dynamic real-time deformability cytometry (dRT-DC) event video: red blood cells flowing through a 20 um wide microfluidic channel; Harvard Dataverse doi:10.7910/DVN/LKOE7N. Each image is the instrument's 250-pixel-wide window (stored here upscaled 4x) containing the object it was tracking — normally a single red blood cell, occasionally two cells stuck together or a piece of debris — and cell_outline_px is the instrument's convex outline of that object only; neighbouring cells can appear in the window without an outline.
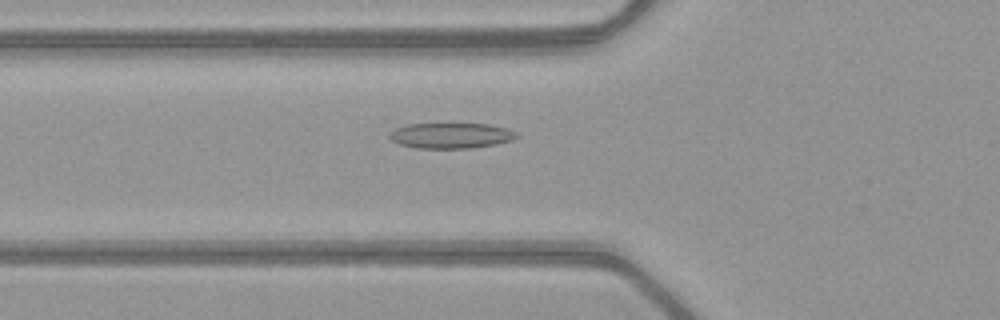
{"species": "common noctule bat (a hibernating species)", "species_latin": "Nyctalus noctula", "temperature_condition": "warm", "stored_images_in_passage": 52, "camera_frame_rate_fps": 3000, "um_per_image_px": 0.085, "animal": {"sex": "female", "body_mass_g": 21.9}, "frame": {"image": 1, "passage_image": 20, "time_ms": 6.333, "image_size_px": [1000, 320], "cell_outline_px": [[520, 136], [512, 140], [496, 144], [468, 148], [420, 148], [400, 144], [392, 140], [388, 136], [396, 128], [408, 124], [488, 124], [508, 128], [516, 132]], "centroid_in_image_um": [38.38, 11.52], "position_along_channel_um": 87.4, "area_um2": 18.73}}
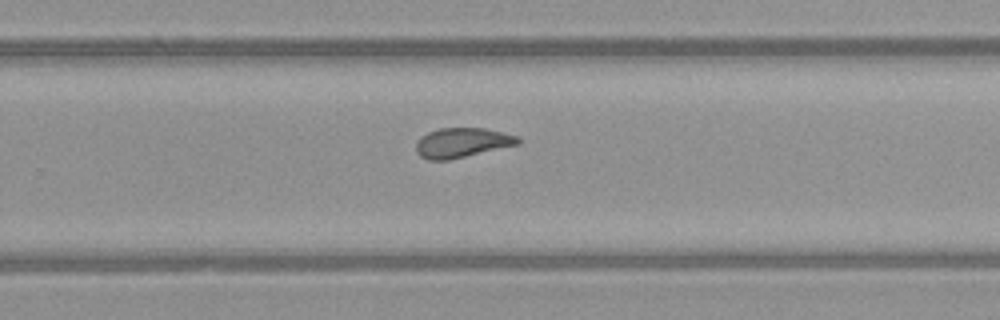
{"frame": {"image": 2, "passage_image": 35, "time_ms": 11.333, "image_size_px": [1000, 320], "cell_outline_px": [[520, 144], [448, 160], [428, 160], [420, 156], [416, 152], [416, 140], [420, 136], [428, 132], [440, 128], [484, 128], [516, 136], [520, 140]], "centroid_in_image_um": [39.22, 12.13], "position_along_channel_um": 290.6, "area_um2": 17.57}}
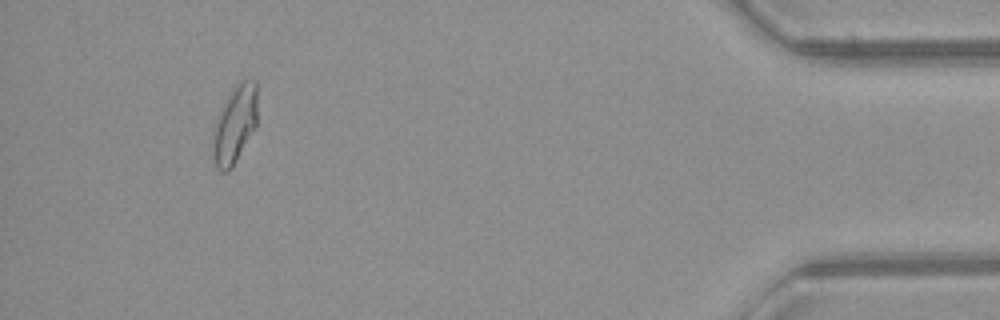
{"frame": {"image": 3, "passage_image": 49, "time_ms": 16.0, "image_size_px": [1000, 320], "cell_outline_px": [[256, 128], [232, 168], [228, 172], [220, 172], [216, 168], [212, 156], [212, 144], [216, 120], [224, 100], [232, 88], [240, 80], [256, 80]], "centroid_in_image_um": [19.94, 10.61], "position_along_channel_um": 415.3, "area_um2": 20.4}, "authors_computed_cell_mechanics": {"area_um2": 18.785, "velocity_mm_per_s": 4.0456, "shape_relaxation_time_tau1_ms": 7.1813, "shape_relaxation_time_tau2_ms": 1.4779, "deformation_change_tau1": 0.2161, "deformation_change_tau2": 0.0739}}